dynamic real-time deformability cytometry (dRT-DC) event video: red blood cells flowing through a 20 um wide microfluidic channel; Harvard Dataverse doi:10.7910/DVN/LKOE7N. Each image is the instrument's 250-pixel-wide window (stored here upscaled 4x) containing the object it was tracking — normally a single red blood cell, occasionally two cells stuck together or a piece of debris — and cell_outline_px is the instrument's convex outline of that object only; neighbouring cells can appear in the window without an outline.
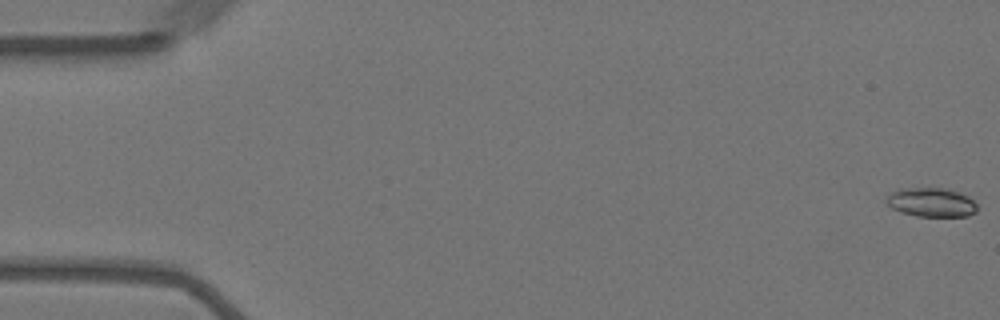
{"species": "Egyptian fruit bat (a non-hibernating species)", "species_latin": "Rousettus aegyptiacus", "temperature_condition": "warm", "stored_images_in_passage": 57, "camera_frame_rate_fps": 3000, "um_per_image_px": 0.085, "animal": {"sex": "female"}, "frame": {"image": 1, "passage_image": 1, "time_ms": 0.0, "image_size_px": [1000, 320], "cell_outline_px": [[976, 212], [968, 216], [916, 216], [900, 212], [892, 208], [884, 200], [892, 192], [900, 188], [944, 188], [968, 196], [976, 204]], "centroid_in_image_um": [79.14, 17.2], "position_along_channel_um": 5.9, "area_um2": 15.26}}
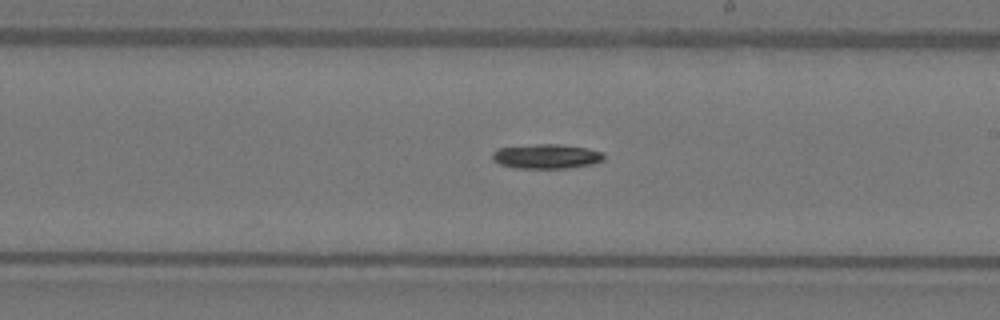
{"frame": {"image": 2, "passage_image": 33, "time_ms": 10.667, "image_size_px": [1000, 320], "cell_outline_px": [[604, 160], [592, 164], [568, 168], [516, 168], [500, 164], [492, 160], [492, 152], [496, 148], [540, 144], [556, 144], [588, 148], [604, 152]], "centroid_in_image_um": [46.45, 13.29], "position_along_channel_um": 242.6, "area_um2": 16.01}}
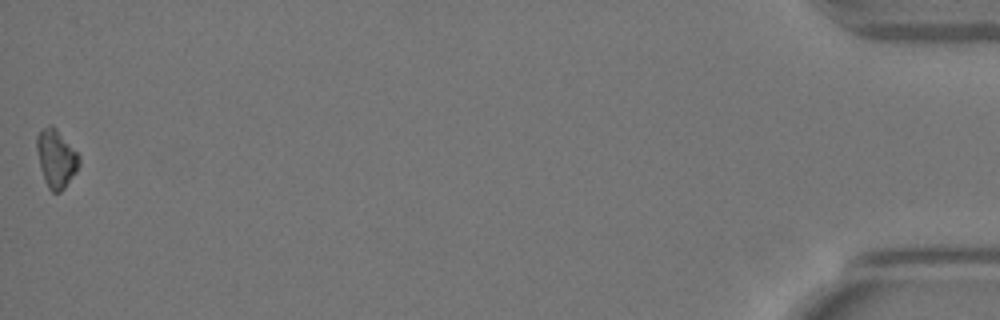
{"frame": {"image": 3, "passage_image": 57, "time_ms": 18.667, "image_size_px": [1000, 320], "cell_outline_px": [[80, 164], [76, 172], [64, 188], [60, 192], [52, 192], [48, 188], [44, 180], [40, 168], [36, 148], [36, 136], [48, 124], [52, 124], [56, 128], [80, 156]], "centroid_in_image_um": [4.77, 13.47], "position_along_channel_um": 430.4, "area_um2": 14.33}, "authors_computed_cell_mechanics": {"area_um2": 15.2592, "velocity_mm_per_s": 3.592, "shape_relaxation_time_tau1_ms": 4.8792, "shape_relaxation_time_tau2_ms": null, "deformation_change_tau1": 0.1452, "deformation_change_tau2": null}}